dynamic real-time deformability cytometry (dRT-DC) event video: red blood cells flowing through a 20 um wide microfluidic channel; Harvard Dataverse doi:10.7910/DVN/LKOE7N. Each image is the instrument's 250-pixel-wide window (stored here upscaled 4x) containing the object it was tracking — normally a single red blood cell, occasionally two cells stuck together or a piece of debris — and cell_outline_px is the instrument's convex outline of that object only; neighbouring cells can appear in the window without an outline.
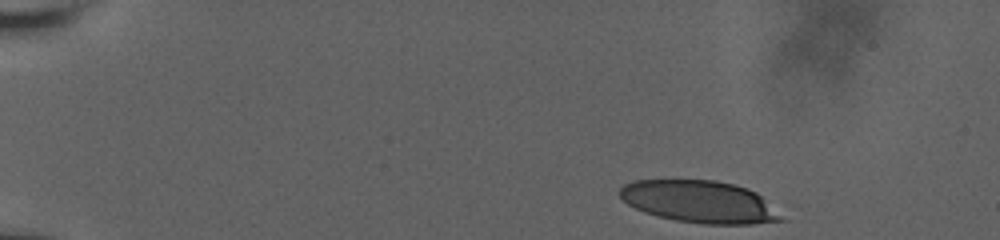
{"species": "human", "species_latin": "Homo sapiens", "temperature_condition": "room temperature", "stored_images_in_passage": 43, "camera_frame_rate_fps": 3000, "um_per_image_px": 0.085, "donor": {"sex": "male"}, "frame": {"image": 1, "passage_image": 1, "time_ms": 0.0, "image_size_px": [1000, 240], "cell_outline_px": [[788, 220], [752, 224], [704, 224], [676, 220], [644, 212], [628, 204], [616, 192], [624, 184], [632, 180], [716, 180], [748, 188], [756, 192]], "centroid_in_image_um": [59.46, 17.14], "position_along_channel_um": 25.5, "area_um2": 39.71}}
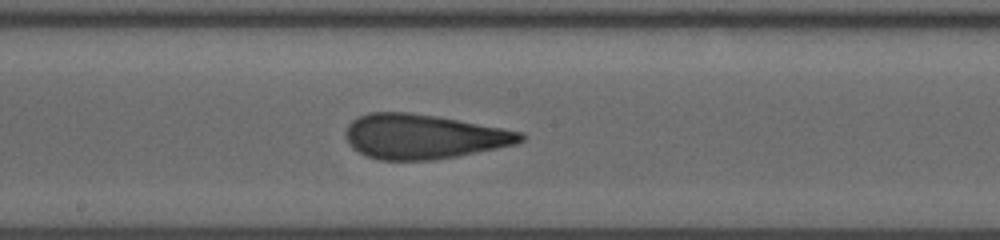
{"frame": {"image": 2, "passage_image": 25, "time_ms": 8.0, "image_size_px": [1000, 240], "cell_outline_px": [[524, 140], [516, 144], [456, 156], [432, 160], [380, 160], [368, 156], [352, 148], [348, 144], [344, 136], [344, 132], [348, 124], [356, 116], [368, 112], [408, 112], [436, 116], [524, 132]], "centroid_in_image_um": [35.93, 11.6], "position_along_channel_um": 212.3, "area_um2": 45.49}}
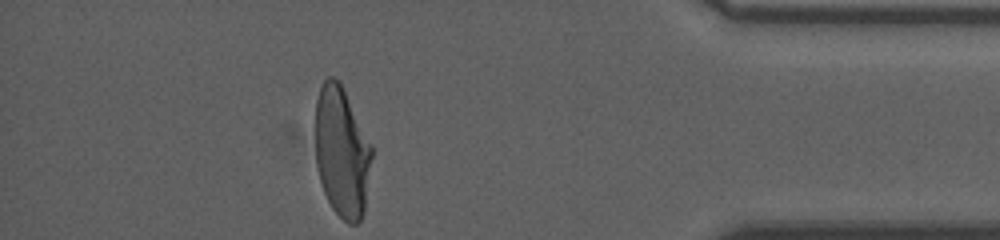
{"frame": {"image": 3, "passage_image": 43, "time_ms": 14.0, "image_size_px": [1000, 240], "cell_outline_px": [[372, 156], [364, 212], [360, 220], [356, 224], [348, 224], [332, 208], [324, 192], [320, 180], [316, 164], [316, 100], [320, 88], [324, 80], [328, 76], [332, 76], [340, 80], [372, 144]], "centroid_in_image_um": [29.06, 12.89], "position_along_channel_um": 406.1, "area_um2": 43.12}, "authors_computed_cell_mechanics": {"area_um2": 44.506, "velocity_mm_per_s": 3.808, "shape_relaxation_time_tau1_ms": 6.6846, "shape_relaxation_time_tau2_ms": 1.4452, "deformation_change_tau1": 0.2325, "deformation_change_tau2": 0.1156}}